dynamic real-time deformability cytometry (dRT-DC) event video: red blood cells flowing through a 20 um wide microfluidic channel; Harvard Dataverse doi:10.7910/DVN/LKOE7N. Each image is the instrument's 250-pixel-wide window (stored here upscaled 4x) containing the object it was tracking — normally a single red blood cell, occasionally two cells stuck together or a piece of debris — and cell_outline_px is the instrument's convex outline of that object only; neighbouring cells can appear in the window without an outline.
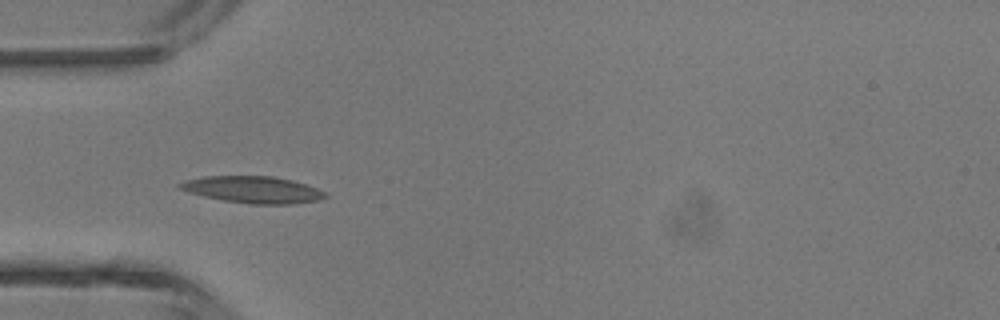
{"species": "common noctule bat (a hibernating species)", "species_latin": "Nyctalus noctula", "temperature_condition": "room temperature", "stored_images_in_passage": 32, "camera_frame_rate_fps": 3000, "um_per_image_px": 0.085, "animal": {"sex": "male", "body_mass_g": 13.3}, "frame": {"image": 1, "passage_image": 1, "time_ms": 0.0, "image_size_px": [1000, 320], "cell_outline_px": [[328, 196], [320, 200], [292, 204], [248, 204], [224, 200], [204, 196], [188, 192], [176, 188], [176, 184], [184, 180], [204, 176], [272, 176], [292, 180], [316, 188], [324, 192]], "centroid_in_image_um": [21.45, 16.12], "position_along_channel_um": 63.6, "area_um2": 22.77}}
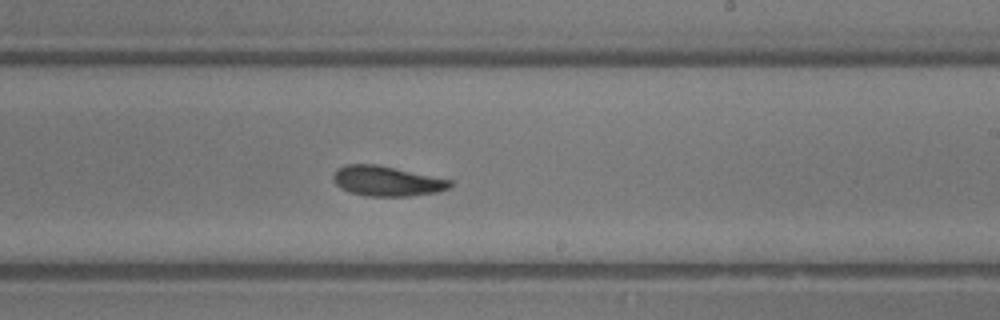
{"frame": {"image": 2, "passage_image": 14, "time_ms": 4.333, "image_size_px": [1000, 320], "cell_outline_px": [[452, 184], [448, 188], [440, 192], [408, 196], [364, 196], [348, 192], [340, 188], [332, 180], [332, 176], [336, 168], [344, 164], [376, 164], [452, 180]], "centroid_in_image_um": [32.83, 15.39], "position_along_channel_um": 256.2, "area_um2": 20.63}}
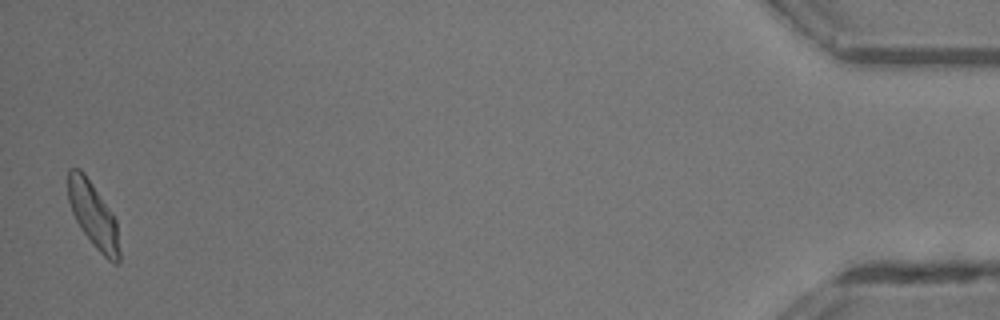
{"frame": {"image": 3, "passage_image": 32, "time_ms": 10.333, "image_size_px": [1000, 320], "cell_outline_px": [[120, 260], [116, 264], [112, 264], [96, 248], [80, 228], [72, 212], [68, 200], [68, 168], [80, 168], [84, 172], [112, 212], [116, 220], [120, 252]], "centroid_in_image_um": [7.93, 18.28], "position_along_channel_um": 427.3, "area_um2": 19.59}, "authors_computed_cell_mechanics": {"area_um2": 20.1144, "velocity_mm_per_s": 4.4551, "shape_relaxation_time_tau1_ms": 2.8096, "shape_relaxation_time_tau2_ms": 7.0153, "deformation_change_tau1": 0.1345, "deformation_change_tau2": 0.1701}}